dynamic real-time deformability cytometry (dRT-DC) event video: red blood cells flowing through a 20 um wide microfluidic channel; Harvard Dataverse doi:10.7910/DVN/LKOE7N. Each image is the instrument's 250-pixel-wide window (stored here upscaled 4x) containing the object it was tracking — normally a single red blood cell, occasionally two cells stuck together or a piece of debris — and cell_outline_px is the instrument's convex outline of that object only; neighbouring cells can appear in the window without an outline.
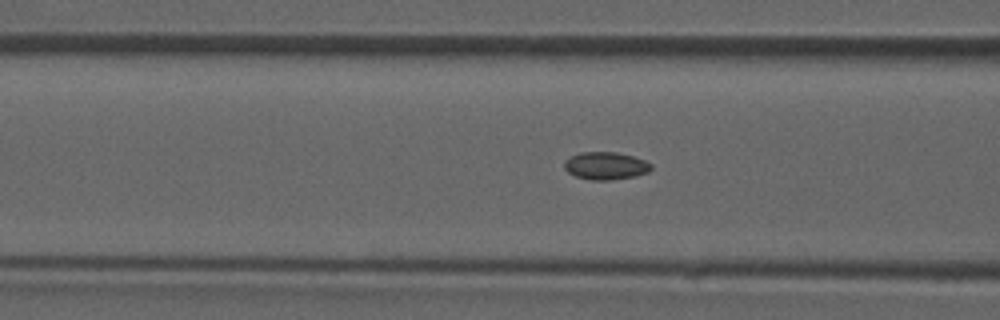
{"species": "common noctule bat (a hibernating species)", "species_latin": "Nyctalus noctula", "temperature_condition": "room temperature", "stored_images_in_passage": 43, "camera_frame_rate_fps": 3000, "um_per_image_px": 0.085, "animal": {"sex": "male", "forearm_length_mm": 52.5}, "frame": {"image": 1, "passage_image": 19, "time_ms": 6.0, "image_size_px": [1000, 320], "cell_outline_px": [[652, 168], [648, 172], [636, 176], [612, 180], [592, 180], [576, 176], [568, 172], [564, 168], [564, 160], [580, 152], [616, 152], [632, 156], [644, 160], [652, 164]], "centroid_in_image_um": [51.49, 14.09], "position_along_channel_um": 115.1, "area_um2": 13.99}}